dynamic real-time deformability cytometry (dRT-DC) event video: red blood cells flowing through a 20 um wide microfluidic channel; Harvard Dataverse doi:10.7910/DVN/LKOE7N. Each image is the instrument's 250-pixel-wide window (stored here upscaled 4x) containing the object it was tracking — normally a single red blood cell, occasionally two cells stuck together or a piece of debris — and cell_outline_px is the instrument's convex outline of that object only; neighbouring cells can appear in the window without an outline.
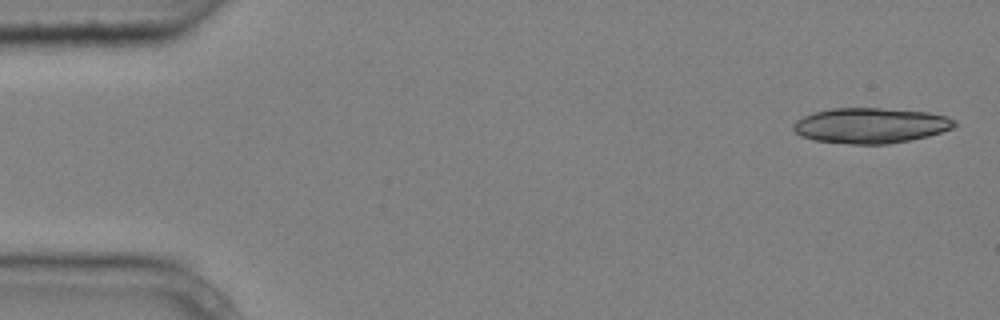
{"species": "common noctule bat (a hibernating species)", "species_latin": "Nyctalus noctula", "temperature_condition": "cold", "stored_images_in_passage": 5, "camera_frame_rate_fps": 3000, "um_per_image_px": 0.085, "animal": {"sex": "male", "body_mass_g": 20.4}, "frame": {"image": 1, "passage_image": 1, "time_ms": 0.0, "image_size_px": [1000, 320], "cell_outline_px": [[956, 124], [952, 128], [928, 136], [888, 144], [852, 144], [812, 140], [800, 136], [792, 128], [792, 124], [796, 120], [812, 112], [832, 108], [880, 108], [928, 112], [948, 116], [956, 120]], "centroid_in_image_um": [73.97, 10.66], "position_along_channel_um": 11.0, "area_um2": 33.35}}
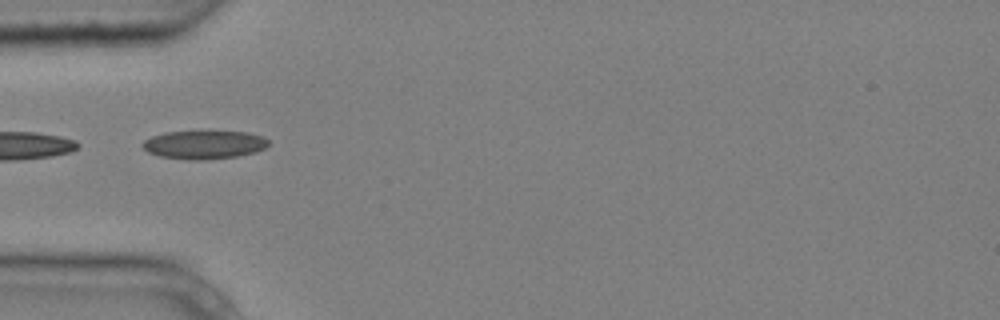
{"frame": {"image": 2, "passage_image": 5, "time_ms": 1.333, "image_size_px": [1000, 320], "cell_outline_px": [[268, 144], [264, 148], [256, 152], [236, 156], [208, 160], [188, 160], [160, 156], [148, 152], [140, 144], [144, 140], [152, 136], [164, 132], [248, 132], [264, 136], [268, 140]], "centroid_in_image_um": [17.34, 12.31], "position_along_channel_um": 67.7, "area_um2": 20.81}}